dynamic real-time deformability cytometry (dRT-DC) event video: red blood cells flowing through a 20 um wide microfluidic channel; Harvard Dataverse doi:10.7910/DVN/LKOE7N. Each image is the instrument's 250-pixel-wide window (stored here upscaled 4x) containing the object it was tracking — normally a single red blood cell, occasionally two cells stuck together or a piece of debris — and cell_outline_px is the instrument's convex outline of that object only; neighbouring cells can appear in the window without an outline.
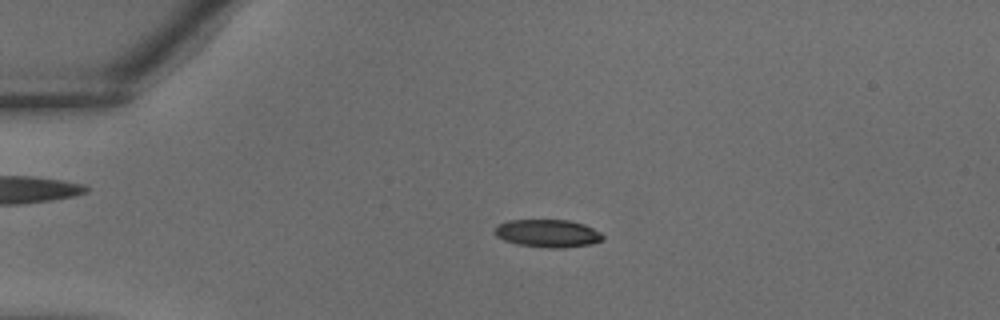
{"species": "common noctule bat (a hibernating species)", "species_latin": "Nyctalus noctula", "temperature_condition": "warm", "stored_images_in_passage": 38, "camera_frame_rate_fps": 3000, "um_per_image_px": 0.085, "animal": {"sex": "male", "body_mass_g": 18.8}, "frame": {"image": 1, "passage_image": 9, "time_ms": 2.667, "image_size_px": [1000, 320], "cell_outline_px": [[604, 240], [592, 244], [564, 248], [548, 248], [516, 244], [504, 240], [496, 236], [492, 232], [496, 224], [508, 220], [568, 220], [584, 224], [600, 232], [604, 236]], "centroid_in_image_um": [46.53, 19.84], "position_along_channel_um": 38.5, "area_um2": 17.8}}
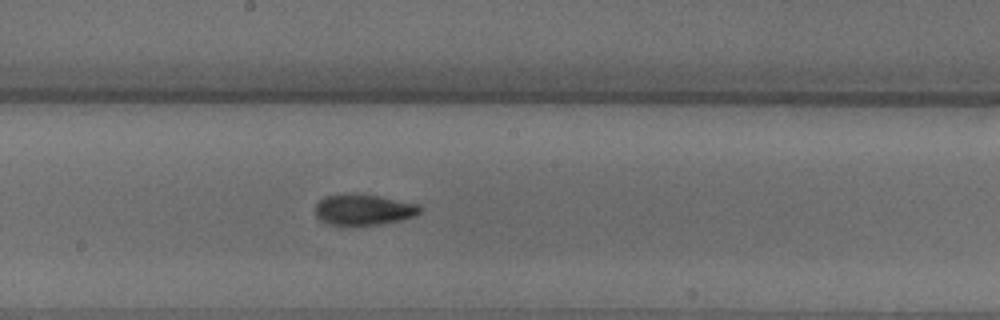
{"frame": {"image": 2, "passage_image": 21, "time_ms": 6.667, "image_size_px": [1000, 320], "cell_outline_px": [[420, 212], [416, 216], [400, 220], [380, 224], [328, 224], [320, 220], [316, 216], [316, 204], [324, 196], [376, 196], [416, 204], [420, 208]], "centroid_in_image_um": [30.9, 17.86], "position_along_channel_um": 217.3, "area_um2": 17.8}}
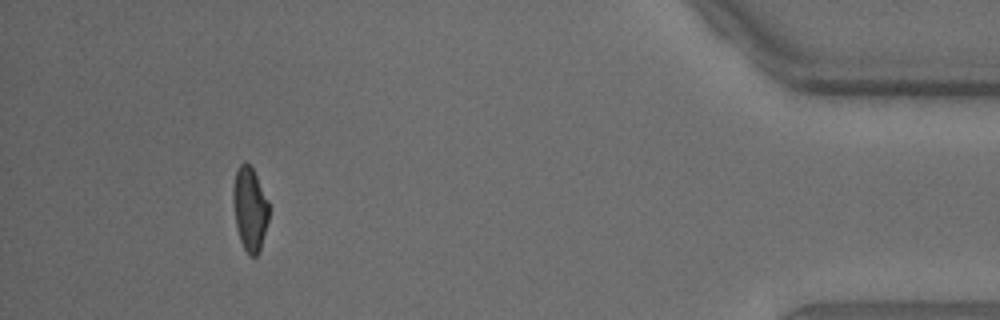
{"frame": {"image": 3, "passage_image": 35, "time_ms": 11.333, "image_size_px": [1000, 320], "cell_outline_px": [[268, 220], [260, 252], [256, 256], [248, 256], [240, 240], [236, 224], [232, 196], [232, 188], [236, 172], [240, 164], [244, 160], [252, 168], [268, 200]], "centroid_in_image_um": [21.23, 17.77], "position_along_channel_um": 414.0, "area_um2": 17.4}}